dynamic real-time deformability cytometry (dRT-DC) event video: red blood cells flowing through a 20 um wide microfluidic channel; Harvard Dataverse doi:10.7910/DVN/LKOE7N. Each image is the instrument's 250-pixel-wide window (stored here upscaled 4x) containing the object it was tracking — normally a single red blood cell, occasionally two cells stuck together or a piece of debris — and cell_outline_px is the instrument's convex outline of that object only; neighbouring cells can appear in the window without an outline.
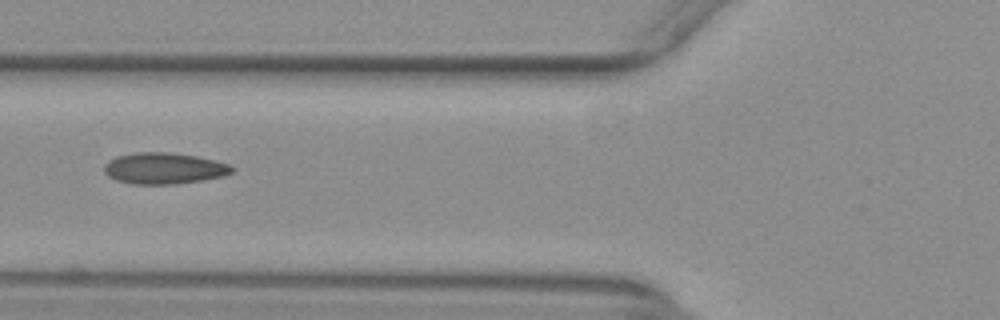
{"species": "common noctule bat (a hibernating species)", "species_latin": "Nyctalus noctula", "temperature_condition": "warm", "stored_images_in_passage": 36, "camera_frame_rate_fps": 3000, "um_per_image_px": 0.085, "animal": {"sex": "female", "body_mass_g": 29.2, "forearm_length_mm": 56.3}, "frame": {"image": 1, "passage_image": 5, "time_ms": 1.333, "image_size_px": [1000, 320], "cell_outline_px": [[236, 168], [232, 172], [224, 176], [204, 180], [176, 184], [132, 184], [116, 180], [108, 176], [104, 172], [104, 164], [108, 160], [116, 156], [136, 152], [168, 152], [196, 156], [228, 164]], "centroid_in_image_um": [13.92, 14.31], "position_along_channel_um": 111.9, "area_um2": 23.41}}
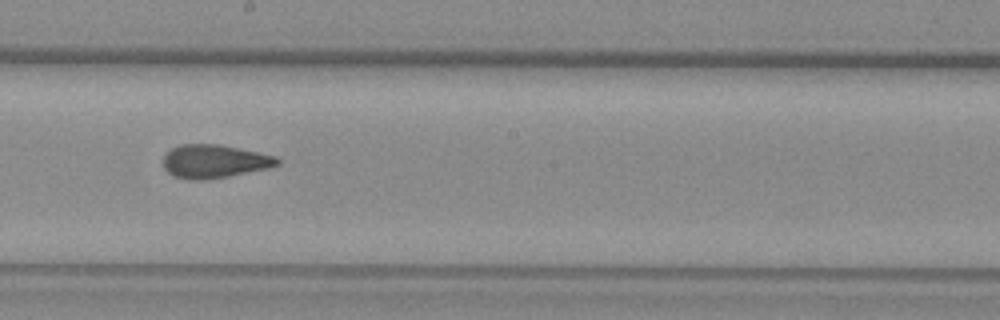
{"frame": {"image": 2, "passage_image": 14, "time_ms": 4.333, "image_size_px": [1000, 320], "cell_outline_px": [[280, 164], [268, 168], [228, 176], [204, 180], [188, 180], [172, 176], [164, 168], [164, 156], [172, 148], [180, 144], [220, 144], [276, 156], [280, 160]], "centroid_in_image_um": [18.21, 13.72], "position_along_channel_um": 230.0, "area_um2": 22.2}}
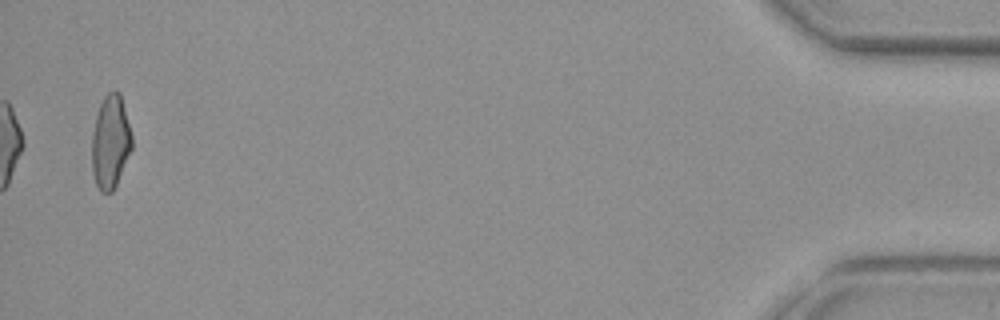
{"frame": {"image": 3, "passage_image": 36, "time_ms": 11.667, "image_size_px": [1000, 320], "cell_outline_px": [[132, 148], [116, 184], [112, 192], [100, 192], [96, 184], [92, 172], [92, 132], [96, 116], [100, 104], [104, 96], [112, 88], [120, 92], [132, 136]], "centroid_in_image_um": [9.38, 12.03], "position_along_channel_um": 425.8, "area_um2": 21.79}, "authors_computed_cell_mechanics": {"area_um2": 21.9351, "velocity_mm_per_s": 3.9384, "shape_relaxation_time_tau1_ms": null, "shape_relaxation_time_tau2_ms": 1.7103, "deformation_change_tau1": null, "deformation_change_tau2": 0.0869}}